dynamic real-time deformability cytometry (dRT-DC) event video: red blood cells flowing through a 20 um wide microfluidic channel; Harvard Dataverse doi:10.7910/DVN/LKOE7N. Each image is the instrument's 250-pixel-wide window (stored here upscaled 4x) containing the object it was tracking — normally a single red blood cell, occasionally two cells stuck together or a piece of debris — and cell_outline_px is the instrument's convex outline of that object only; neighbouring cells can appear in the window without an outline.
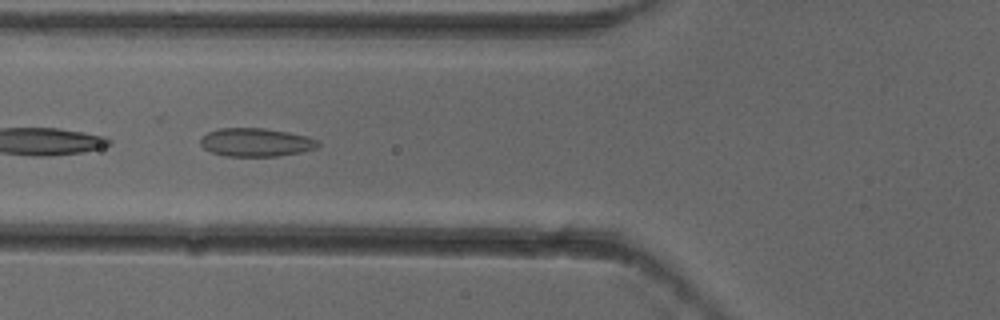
{"species": "common noctule bat (a hibernating species)", "species_latin": "Nyctalus noctula", "temperature_condition": "cold", "stored_images_in_passage": 8, "camera_frame_rate_fps": 3000, "um_per_image_px": 0.085, "animal": {"sex": "female"}, "frame": {"image": 1, "passage_image": 6, "time_ms": 1.667, "image_size_px": [1000, 320], "cell_outline_px": [[320, 144], [316, 148], [300, 152], [276, 156], [224, 156], [212, 152], [204, 148], [200, 144], [200, 140], [208, 132], [220, 128], [264, 128], [288, 132], [308, 136], [320, 140]], "centroid_in_image_um": [21.78, 12.09], "position_along_channel_um": 104.0, "area_um2": 19.42}}
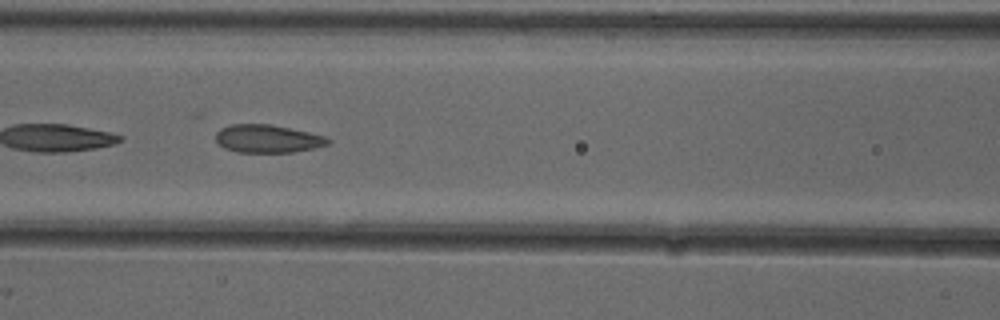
{"frame": {"image": 2, "passage_image": 7, "time_ms": 2.0, "image_size_px": [1000, 320], "cell_outline_px": [[332, 140], [328, 144], [316, 148], [292, 152], [236, 152], [224, 148], [216, 140], [216, 132], [220, 128], [228, 124], [272, 124], [308, 132], [324, 136]], "centroid_in_image_um": [22.73, 11.78], "position_along_channel_um": 143.9, "area_um2": 18.38}}
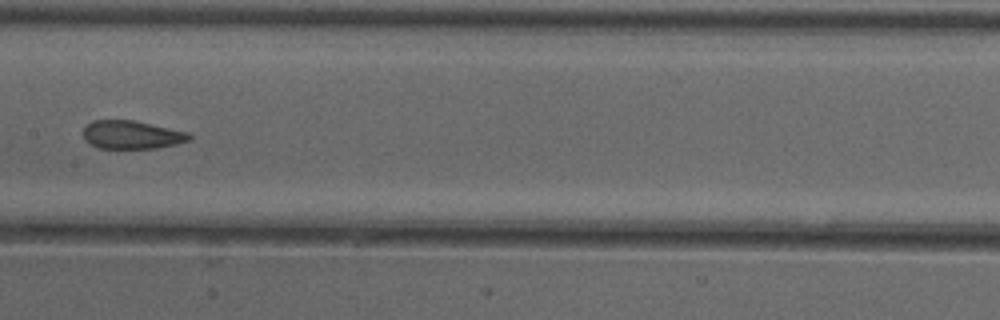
{"frame": {"image": 3, "passage_image": 8, "time_ms": 2.333, "image_size_px": [1000, 320], "cell_outline_px": [[192, 140], [176, 144], [156, 148], [96, 148], [88, 144], [84, 140], [84, 128], [92, 120], [132, 120], [188, 132], [192, 136]], "centroid_in_image_um": [11.18, 11.46], "position_along_channel_um": 196.2, "area_um2": 17.51}}